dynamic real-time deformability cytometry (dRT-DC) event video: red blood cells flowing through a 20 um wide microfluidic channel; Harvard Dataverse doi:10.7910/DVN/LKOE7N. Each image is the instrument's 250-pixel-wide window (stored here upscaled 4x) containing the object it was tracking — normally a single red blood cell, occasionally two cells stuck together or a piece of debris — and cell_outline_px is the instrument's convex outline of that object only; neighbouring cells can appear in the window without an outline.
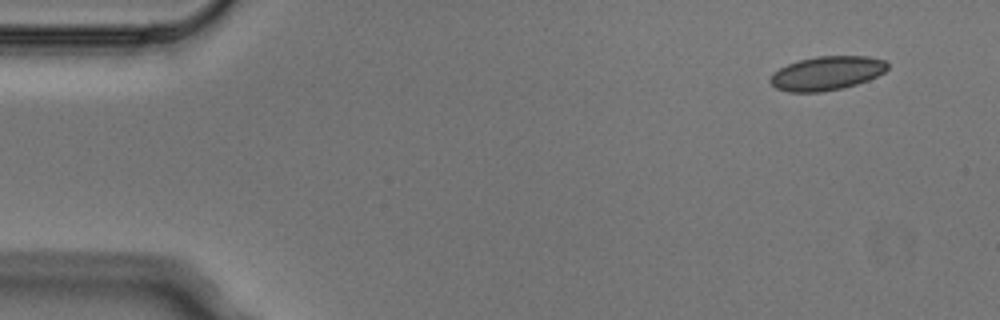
{"species": "Egyptian fruit bat (a non-hibernating species)", "species_latin": "Rousettus aegyptiacus", "temperature_condition": "cold", "stored_images_in_passage": 4, "camera_frame_rate_fps": 3000, "um_per_image_px": 0.085, "animal": {"sex": "male"}, "frame": {"image": 1, "passage_image": 1, "time_ms": 0.0, "image_size_px": [1000, 320], "cell_outline_px": [[888, 68], [884, 72], [868, 80], [844, 88], [820, 92], [788, 92], [776, 88], [768, 80], [772, 72], [788, 64], [800, 60], [816, 56], [868, 56], [884, 60], [888, 64]], "centroid_in_image_um": [70.26, 6.23], "position_along_channel_um": 14.7, "area_um2": 23.24}}
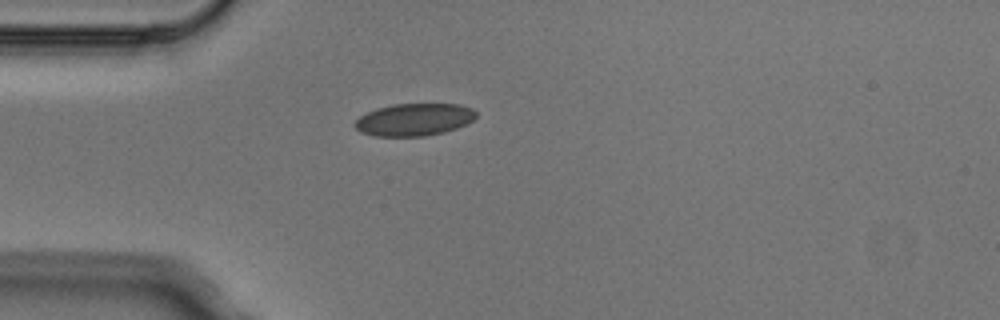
{"frame": {"image": 2, "passage_image": 4, "time_ms": 1.0, "image_size_px": [1000, 320], "cell_outline_px": [[476, 116], [472, 120], [456, 128], [444, 132], [424, 136], [372, 136], [360, 132], [352, 124], [360, 116], [376, 108], [392, 104], [460, 104], [472, 108], [476, 112]], "centroid_in_image_um": [35.17, 10.16], "position_along_channel_um": 49.8, "area_um2": 22.89}}